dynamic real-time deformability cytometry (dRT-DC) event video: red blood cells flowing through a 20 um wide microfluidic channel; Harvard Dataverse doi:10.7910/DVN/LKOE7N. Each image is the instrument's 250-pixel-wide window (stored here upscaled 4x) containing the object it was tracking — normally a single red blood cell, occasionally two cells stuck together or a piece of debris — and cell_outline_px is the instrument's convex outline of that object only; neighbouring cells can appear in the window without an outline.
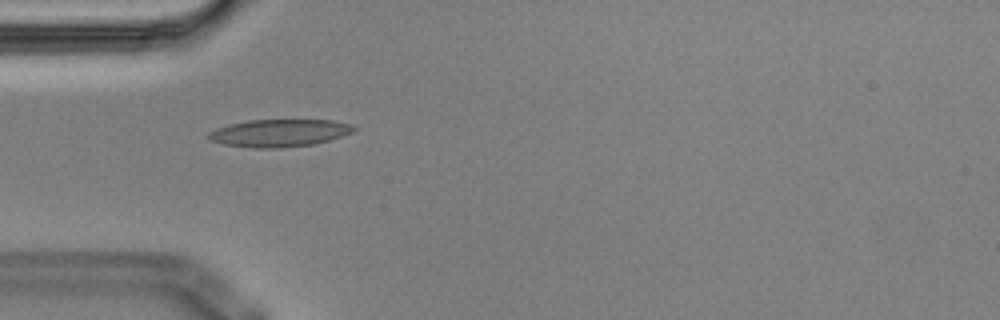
{"species": "Egyptian fruit bat (a non-hibernating species)", "species_latin": "Rousettus aegyptiacus", "temperature_condition": "cold", "stored_images_in_passage": 4, "camera_frame_rate_fps": 3000, "um_per_image_px": 0.085, "animal": {"sex": "male"}, "frame": {"image": 1, "passage_image": 4, "time_ms": 1.0, "image_size_px": [1000, 320], "cell_outline_px": [[356, 128], [352, 132], [328, 140], [312, 144], [280, 148], [252, 148], [224, 144], [208, 140], [204, 136], [208, 132], [216, 128], [228, 124], [248, 120], [332, 120], [352, 124]], "centroid_in_image_um": [23.66, 11.3], "position_along_channel_um": 61.3, "area_um2": 23.35}}